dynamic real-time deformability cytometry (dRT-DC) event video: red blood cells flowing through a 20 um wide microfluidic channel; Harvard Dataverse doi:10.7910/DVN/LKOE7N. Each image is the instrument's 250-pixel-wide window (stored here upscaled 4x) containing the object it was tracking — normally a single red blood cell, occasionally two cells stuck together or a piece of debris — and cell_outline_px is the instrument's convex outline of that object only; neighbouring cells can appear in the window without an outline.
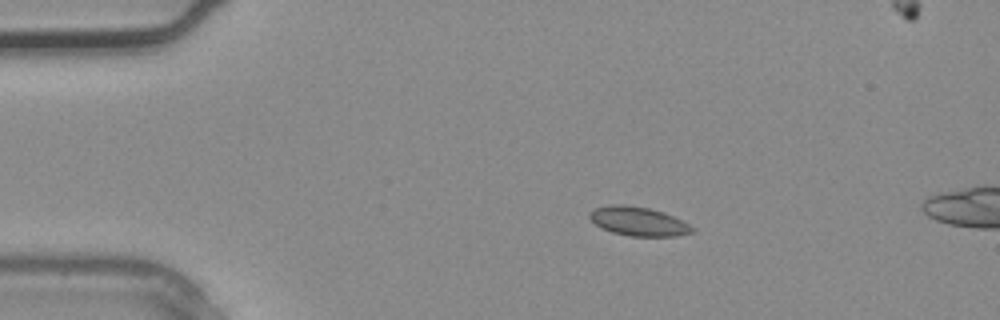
{"species": "common noctule bat (a hibernating species)", "species_latin": "Nyctalus noctula", "temperature_condition": "warm", "stored_images_in_passage": 2, "camera_frame_rate_fps": 3000, "um_per_image_px": 0.085, "animal": {"sex": "male", "body_mass_g": 20.4}, "frame": {"image": 1, "passage_image": 1, "time_ms": 0.0, "image_size_px": [1000, 320], "cell_outline_px": [[696, 232], [676, 236], [628, 236], [612, 232], [596, 224], [588, 216], [588, 212], [596, 208], [612, 204], [624, 204], [648, 208], [664, 212], [696, 228]], "centroid_in_image_um": [54.28, 18.81], "position_along_channel_um": 30.7, "area_um2": 17.28}}